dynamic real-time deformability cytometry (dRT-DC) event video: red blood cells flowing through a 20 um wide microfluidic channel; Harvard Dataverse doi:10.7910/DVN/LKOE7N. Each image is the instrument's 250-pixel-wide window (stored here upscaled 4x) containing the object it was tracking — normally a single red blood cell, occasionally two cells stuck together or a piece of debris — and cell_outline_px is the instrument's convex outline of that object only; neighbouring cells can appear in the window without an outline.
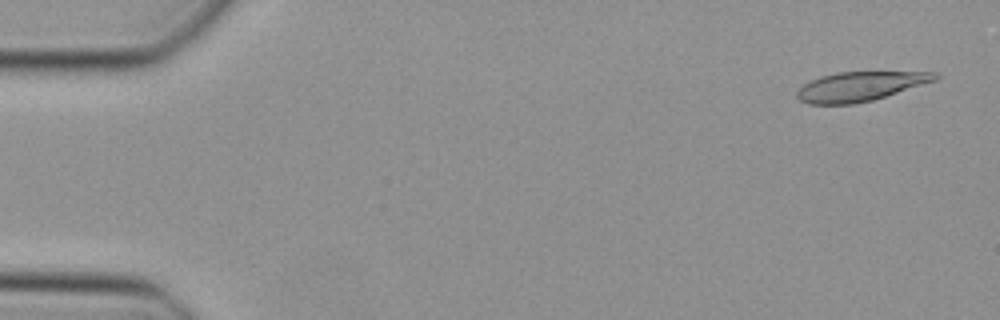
{"species": "Egyptian fruit bat (a non-hibernating species)", "species_latin": "Rousettus aegyptiacus", "temperature_condition": "cold", "stored_images_in_passage": 48, "camera_frame_rate_fps": 3000, "um_per_image_px": 0.085, "animal": {"sex": "female"}, "frame": {"image": 1, "passage_image": 2, "time_ms": 0.333, "image_size_px": [1000, 320], "cell_outline_px": [[940, 76], [936, 80], [872, 100], [852, 104], [808, 104], [800, 100], [796, 96], [796, 92], [804, 84], [820, 76], [836, 72], [940, 72]], "centroid_in_image_um": [73.1, 7.34], "position_along_channel_um": 11.9, "area_um2": 23.41}}
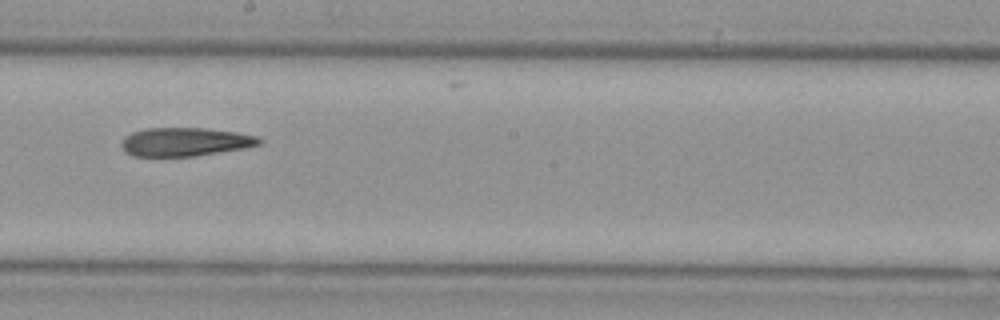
{"frame": {"image": 2, "passage_image": 27, "time_ms": 8.667, "image_size_px": [1000, 320], "cell_outline_px": [[264, 140], [260, 144], [244, 148], [196, 156], [132, 156], [124, 152], [120, 144], [124, 136], [132, 132], [144, 128], [208, 128], [236, 132], [256, 136]], "centroid_in_image_um": [15.7, 12.05], "position_along_channel_um": 232.5, "area_um2": 23.12}}
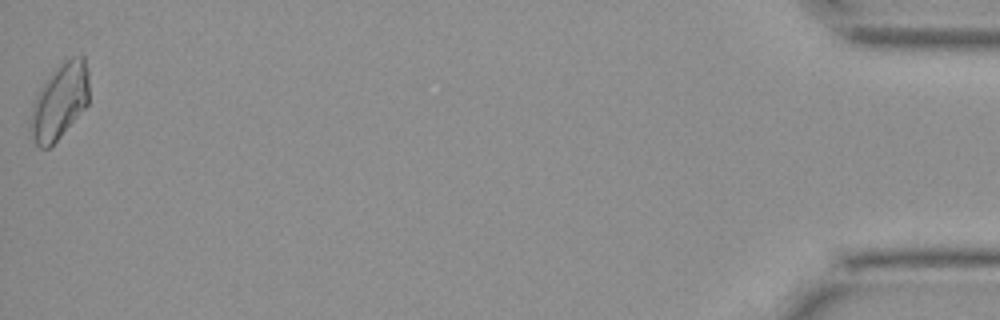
{"frame": {"image": 3, "passage_image": 48, "time_ms": 15.667, "image_size_px": [1000, 320], "cell_outline_px": [[88, 104], [60, 136], [48, 148], [40, 148], [32, 140], [28, 128], [28, 120], [32, 104], [44, 80], [64, 60], [72, 56], [84, 56], [88, 68]], "centroid_in_image_um": [5.02, 8.61], "position_along_channel_um": 430.2, "area_um2": 26.01}}